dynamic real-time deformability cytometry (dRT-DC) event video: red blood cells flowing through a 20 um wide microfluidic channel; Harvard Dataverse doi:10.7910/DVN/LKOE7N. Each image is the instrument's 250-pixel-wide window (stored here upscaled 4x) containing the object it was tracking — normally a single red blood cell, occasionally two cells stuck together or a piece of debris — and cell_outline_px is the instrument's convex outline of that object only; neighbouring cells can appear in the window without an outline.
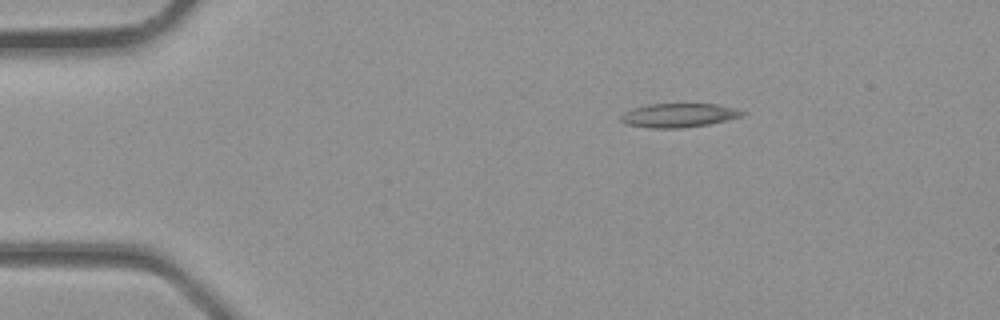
{"species": "common noctule bat (a hibernating species)", "species_latin": "Nyctalus noctula", "temperature_condition": "room temperature", "stored_images_in_passage": 3, "camera_frame_rate_fps": 3000, "um_per_image_px": 0.085, "animal": {"sex": "male", "body_mass_g": 23.1, "forearm_length_mm": 52.7}, "frame": {"image": 1, "passage_image": 2, "time_ms": 0.333, "image_size_px": [1000, 320], "cell_outline_px": [[748, 112], [740, 116], [708, 124], [680, 128], [652, 128], [624, 124], [620, 120], [620, 116], [624, 112], [632, 108], [648, 104], [716, 104], [736, 108]], "centroid_in_image_um": [57.65, 9.79], "position_along_channel_um": 27.4, "area_um2": 16.88}}